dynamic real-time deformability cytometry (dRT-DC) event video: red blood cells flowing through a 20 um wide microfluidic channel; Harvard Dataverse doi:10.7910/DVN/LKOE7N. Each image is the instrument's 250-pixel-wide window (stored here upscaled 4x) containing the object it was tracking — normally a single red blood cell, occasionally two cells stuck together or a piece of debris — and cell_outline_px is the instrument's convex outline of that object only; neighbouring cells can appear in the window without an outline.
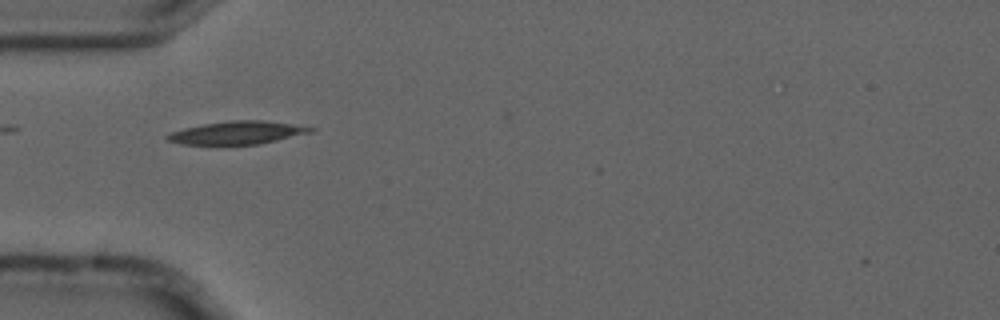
{"species": "common noctule bat (a hibernating species)", "species_latin": "Nyctalus noctula", "temperature_condition": "cold", "stored_images_in_passage": 5, "camera_frame_rate_fps": 3000, "um_per_image_px": 0.085, "animal": {"sex": "male", "forearm_length_mm": 52.5}, "frame": {"image": 1, "passage_image": 2, "time_ms": 0.333, "image_size_px": [1000, 320], "cell_outline_px": [[316, 128], [312, 132], [260, 144], [180, 144], [168, 140], [164, 136], [168, 132], [184, 128], [204, 124], [232, 120], [264, 120], [292, 124]], "centroid_in_image_um": [20.14, 11.27], "position_along_channel_um": 64.9, "area_um2": 19.07}}
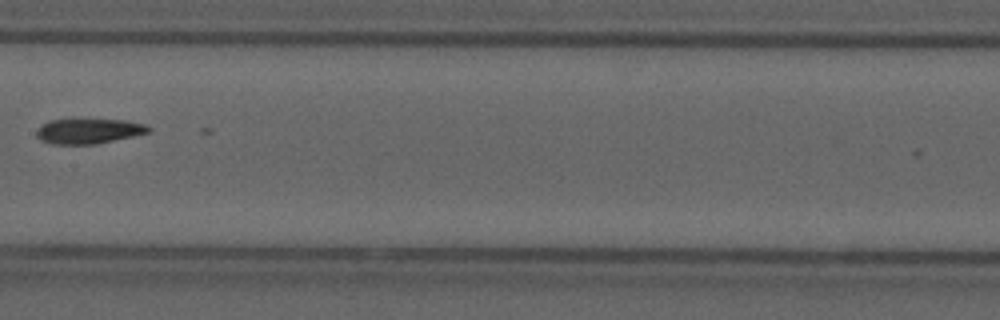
{"frame": {"image": 2, "passage_image": 5, "time_ms": 1.333, "image_size_px": [1000, 320], "cell_outline_px": [[152, 128], [148, 132], [132, 136], [96, 144], [52, 144], [40, 140], [36, 136], [36, 132], [48, 120], [124, 120], [144, 124]], "centroid_in_image_um": [7.52, 11.15], "position_along_channel_um": 199.9, "area_um2": 16.01}}